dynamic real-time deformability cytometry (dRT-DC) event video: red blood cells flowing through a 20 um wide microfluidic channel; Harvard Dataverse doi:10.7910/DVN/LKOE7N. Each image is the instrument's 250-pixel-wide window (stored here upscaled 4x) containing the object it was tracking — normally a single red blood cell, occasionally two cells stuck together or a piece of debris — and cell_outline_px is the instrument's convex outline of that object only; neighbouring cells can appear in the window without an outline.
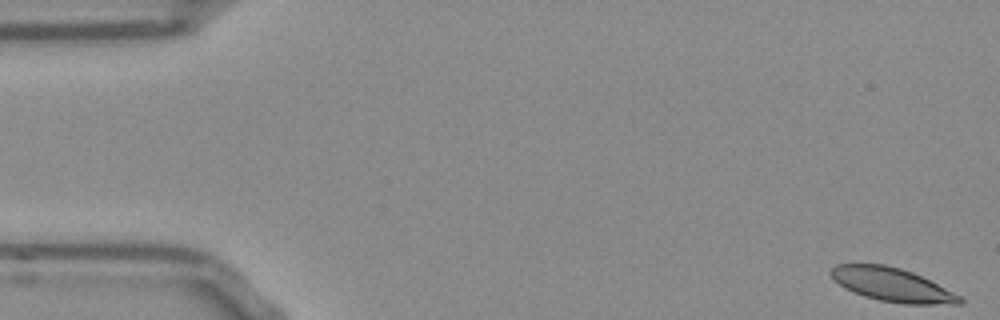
{"species": "Egyptian fruit bat (a non-hibernating species)", "species_latin": "Rousettus aegyptiacus", "temperature_condition": "room temperature", "stored_images_in_passage": 53, "camera_frame_rate_fps": 3000, "um_per_image_px": 0.085, "frame": {"image": 1, "passage_image": 1, "time_ms": 0.0, "image_size_px": [1000, 320], "cell_outline_px": [[964, 304], [904, 304], [880, 300], [864, 296], [852, 292], [844, 288], [832, 280], [828, 272], [836, 264], [884, 264], [900, 268], [912, 272], [960, 296], [964, 300]], "centroid_in_image_um": [75.76, 24.2], "position_along_channel_um": 9.2, "area_um2": 25.14}}
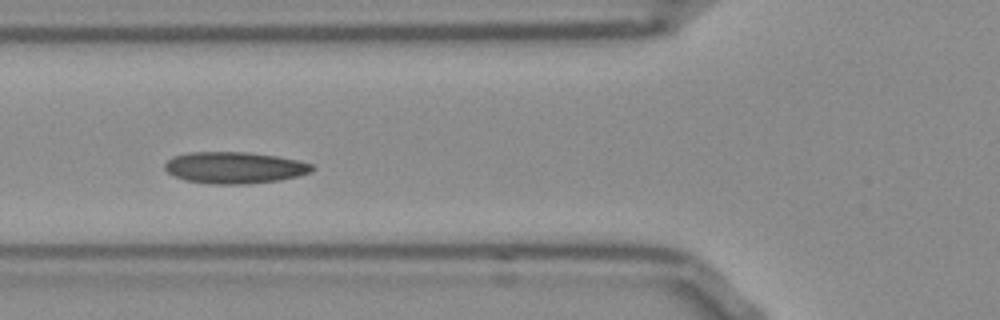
{"frame": {"image": 2, "passage_image": 19, "time_ms": 6.0, "image_size_px": [1000, 320], "cell_outline_px": [[316, 168], [312, 172], [280, 180], [248, 184], [212, 184], [184, 180], [168, 172], [164, 168], [164, 164], [172, 156], [188, 152], [248, 152], [276, 156], [296, 160], [312, 164]], "centroid_in_image_um": [19.93, 14.25], "position_along_channel_um": 105.9, "area_um2": 27.17}}
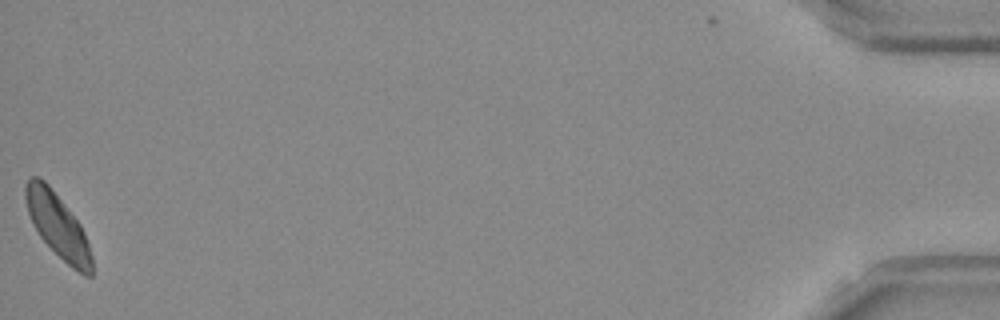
{"frame": {"image": 3, "passage_image": 53, "time_ms": 17.333, "image_size_px": [1000, 320], "cell_outline_px": [[92, 276], [84, 276], [72, 268], [40, 236], [28, 212], [24, 196], [24, 184], [32, 176], [40, 176], [48, 184], [80, 224], [84, 232], [92, 256]], "centroid_in_image_um": [4.91, 19.16], "position_along_channel_um": 430.3, "area_um2": 24.28}, "authors_computed_cell_mechanics": {"area_um2": 25.7788, "velocity_mm_per_s": 3.7739, "shape_relaxation_time_tau1_ms": 3.2381, "shape_relaxation_time_tau2_ms": 2.5637, "deformation_change_tau1": 0.1033, "deformation_change_tau2": 0.0718}}